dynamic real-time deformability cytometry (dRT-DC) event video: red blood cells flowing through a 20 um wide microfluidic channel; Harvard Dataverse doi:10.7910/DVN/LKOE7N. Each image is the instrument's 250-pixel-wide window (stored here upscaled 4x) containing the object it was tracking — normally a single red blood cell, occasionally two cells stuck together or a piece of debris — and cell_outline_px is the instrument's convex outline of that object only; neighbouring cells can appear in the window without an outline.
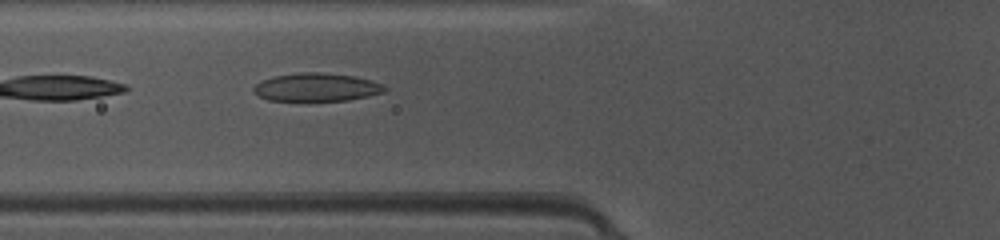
{"species": "common noctule bat (a hibernating species)", "species_latin": "Nyctalus noctula", "temperature_condition": "warm", "stored_images_in_passage": 8, "camera_frame_rate_fps": 3000, "um_per_image_px": 0.085, "animal": {"sex": "female", "body_mass_g": 10.0, "forearm_length_mm": 53.1}, "frame": {"image": 1, "passage_image": 3, "time_ms": 0.667, "image_size_px": [1000, 240], "cell_outline_px": [[388, 88], [384, 92], [368, 96], [348, 100], [268, 100], [260, 96], [252, 88], [260, 80], [272, 76], [300, 72], [316, 72], [352, 76], [372, 80], [384, 84]], "centroid_in_image_um": [26.92, 7.4], "position_along_channel_um": 98.9, "area_um2": 21.39}}